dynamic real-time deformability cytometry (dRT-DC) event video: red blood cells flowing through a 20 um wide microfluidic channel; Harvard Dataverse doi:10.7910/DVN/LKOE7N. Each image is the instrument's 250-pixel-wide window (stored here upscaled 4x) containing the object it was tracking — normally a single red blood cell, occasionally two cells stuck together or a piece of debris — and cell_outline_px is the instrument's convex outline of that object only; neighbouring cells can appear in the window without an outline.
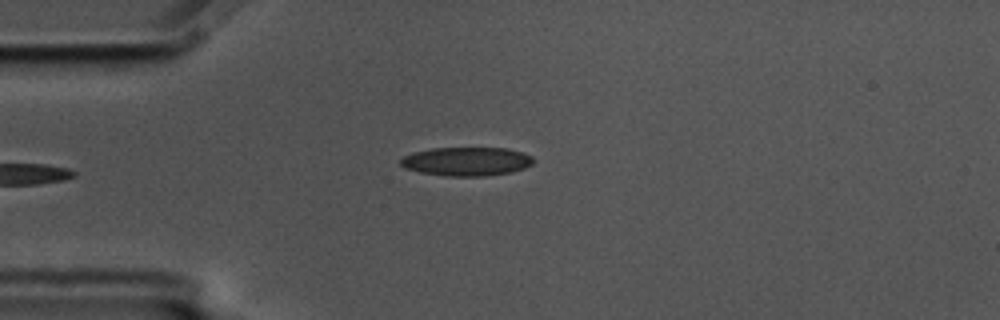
{"species": "common noctule bat (a hibernating species)", "species_latin": "Nyctalus noctula", "temperature_condition": "cold", "stored_images_in_passage": 40, "camera_frame_rate_fps": 3000, "um_per_image_px": 0.085, "animal": {"sex": "male", "body_mass_g": 17.5, "forearm_length_mm": 52.3}, "frame": {"image": 1, "passage_image": 5, "time_ms": 1.333, "image_size_px": [1000, 320], "cell_outline_px": [[532, 164], [524, 168], [512, 172], [484, 176], [448, 176], [420, 172], [404, 168], [400, 164], [400, 160], [404, 156], [412, 152], [432, 148], [508, 148], [524, 152], [532, 156]], "centroid_in_image_um": [39.66, 13.71], "position_along_channel_um": 45.3, "area_um2": 22.31}}
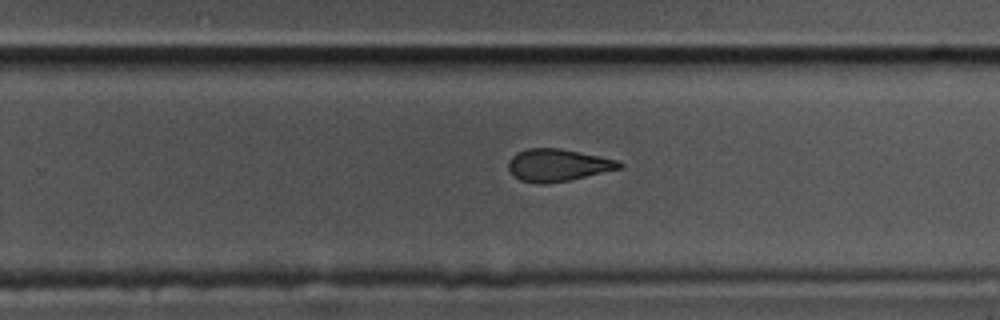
{"frame": {"image": 2, "passage_image": 27, "time_ms": 8.667, "image_size_px": [1000, 320], "cell_outline_px": [[624, 164], [620, 168], [568, 180], [544, 184], [536, 184], [520, 180], [512, 176], [508, 168], [508, 160], [516, 152], [528, 148], [560, 148], [600, 156], [616, 160]], "centroid_in_image_um": [47.34, 14.03], "position_along_channel_um": 282.5, "area_um2": 20.87}}
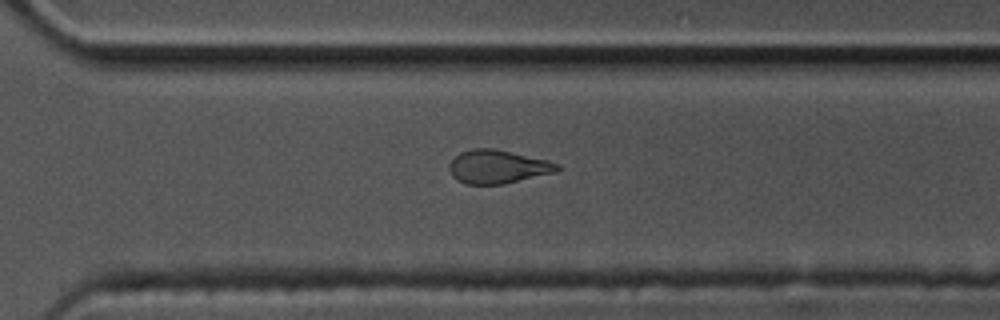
{"frame": {"image": 3, "passage_image": 31, "time_ms": 10.0, "image_size_px": [1000, 320], "cell_outline_px": [[560, 168], [556, 172], [500, 184], [464, 184], [456, 180], [452, 176], [448, 168], [448, 164], [460, 152], [472, 148], [492, 148], [548, 160], [560, 164]], "centroid_in_image_um": [42.27, 14.17], "position_along_channel_um": 328.3, "area_um2": 20.98}, "authors_computed_cell_mechanics": {"area_um2": 21.7328, "velocity_mm_per_s": 3.4497, "shape_relaxation_time_tau1_ms": null, "shape_relaxation_time_tau2_ms": 2.9285, "deformation_change_tau1": null, "deformation_change_tau2": 0.097}}